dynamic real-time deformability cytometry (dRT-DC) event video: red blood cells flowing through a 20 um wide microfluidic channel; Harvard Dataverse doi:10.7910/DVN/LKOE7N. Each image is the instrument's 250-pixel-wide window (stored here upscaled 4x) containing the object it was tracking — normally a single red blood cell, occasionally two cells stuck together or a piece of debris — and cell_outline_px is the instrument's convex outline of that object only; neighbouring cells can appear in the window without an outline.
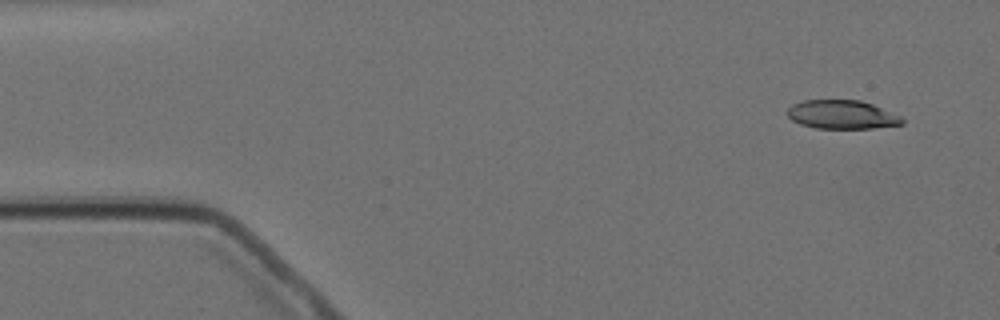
{"species": "Egyptian fruit bat (a non-hibernating species)", "species_latin": "Rousettus aegyptiacus", "temperature_condition": "cold", "stored_images_in_passage": 4, "camera_frame_rate_fps": 3000, "um_per_image_px": 0.085, "animal": {"sex": "female"}, "frame": {"image": 1, "passage_image": 1, "time_ms": 0.0, "image_size_px": [1000, 320], "cell_outline_px": [[904, 124], [872, 128], [816, 128], [800, 124], [792, 120], [784, 112], [792, 104], [804, 100], [860, 100], [872, 104], [900, 116], [904, 120]], "centroid_in_image_um": [71.53, 9.74], "position_along_channel_um": 13.5, "area_um2": 19.19}}